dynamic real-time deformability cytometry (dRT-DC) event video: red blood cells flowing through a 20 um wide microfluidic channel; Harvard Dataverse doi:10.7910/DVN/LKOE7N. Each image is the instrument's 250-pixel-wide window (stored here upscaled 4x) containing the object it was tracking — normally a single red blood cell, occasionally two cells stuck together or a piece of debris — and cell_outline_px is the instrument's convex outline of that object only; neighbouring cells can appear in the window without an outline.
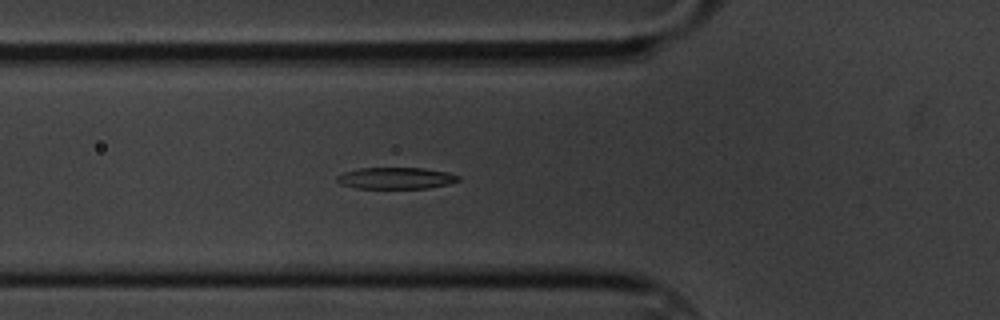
{"species": "common noctule bat (a hibernating species)", "species_latin": "Nyctalus noctula", "temperature_condition": "cold", "stored_images_in_passage": 46, "segment_of_instrument_passage": [1, 2], "camera_frame_rate_fps": 3000, "um_per_image_px": 0.085, "animal": {"sex": "male", "body_mass_g": 20.1, "forearm_length_mm": 53.5}, "frame": {"image": 1, "passage_image": 7, "time_ms": 2.0, "image_size_px": [1000, 320], "cell_outline_px": [[460, 180], [448, 184], [428, 188], [356, 188], [340, 184], [336, 180], [336, 176], [344, 172], [360, 168], [424, 168], [448, 172], [460, 176]], "centroid_in_image_um": [33.65, 15.14], "position_along_channel_um": 92.1, "area_um2": 15.26}}
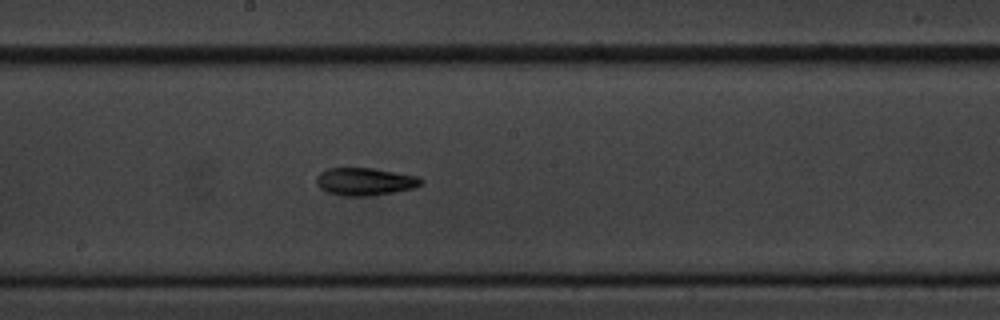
{"frame": {"image": 2, "passage_image": 18, "time_ms": 5.667, "image_size_px": [1000, 320], "cell_outline_px": [[424, 180], [420, 184], [412, 188], [372, 196], [344, 196], [328, 192], [320, 188], [316, 184], [316, 176], [320, 172], [328, 168], [372, 168], [420, 176]], "centroid_in_image_um": [31.0, 15.43], "position_along_channel_um": 217.2, "area_um2": 16.88}}
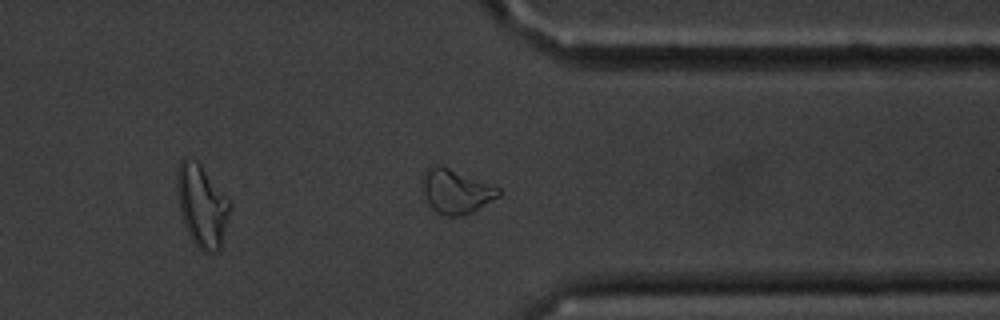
{"frame": {"image": 3, "passage_image": 32, "time_ms": 10.333, "image_size_px": [1000, 320], "cell_outline_px": [[500, 196], [472, 212], [464, 216], [444, 216], [432, 208], [428, 200], [420, 180], [424, 168], [428, 164], [440, 164], [500, 188]], "centroid_in_image_um": [38.72, 16.23], "position_along_channel_um": 372.7, "area_um2": 19.77}}